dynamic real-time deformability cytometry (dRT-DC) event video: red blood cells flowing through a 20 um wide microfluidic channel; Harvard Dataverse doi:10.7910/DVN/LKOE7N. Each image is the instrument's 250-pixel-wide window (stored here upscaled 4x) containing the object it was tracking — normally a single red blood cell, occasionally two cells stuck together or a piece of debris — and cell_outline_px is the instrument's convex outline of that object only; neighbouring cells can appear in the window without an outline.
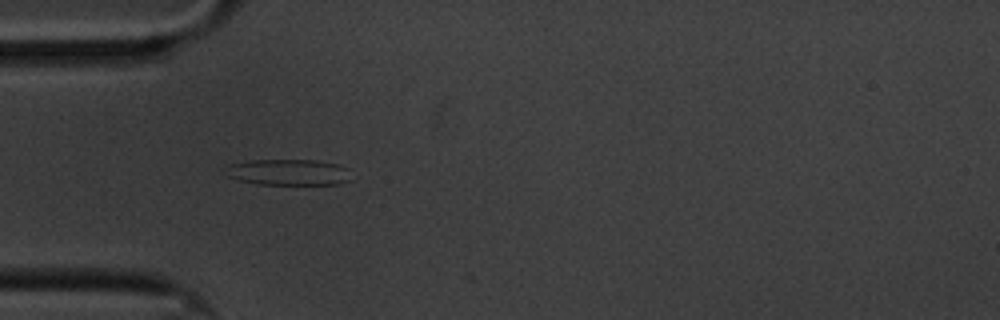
{"species": "common noctule bat (a hibernating species)", "species_latin": "Nyctalus noctula", "temperature_condition": "cold", "stored_images_in_passage": 2, "camera_frame_rate_fps": 3000, "um_per_image_px": 0.085, "animal": {"sex": "male", "body_mass_g": 20.1, "forearm_length_mm": 53.5}, "frame": {"image": 1, "passage_image": 1, "time_ms": 0.0, "image_size_px": [1000, 320], "cell_outline_px": [[348, 180], [336, 184], [260, 184], [240, 180], [228, 176], [228, 164], [248, 160], [316, 160], [336, 164], [348, 168]], "centroid_in_image_um": [24.51, 14.63], "position_along_channel_um": 60.5, "area_um2": 18.73}}